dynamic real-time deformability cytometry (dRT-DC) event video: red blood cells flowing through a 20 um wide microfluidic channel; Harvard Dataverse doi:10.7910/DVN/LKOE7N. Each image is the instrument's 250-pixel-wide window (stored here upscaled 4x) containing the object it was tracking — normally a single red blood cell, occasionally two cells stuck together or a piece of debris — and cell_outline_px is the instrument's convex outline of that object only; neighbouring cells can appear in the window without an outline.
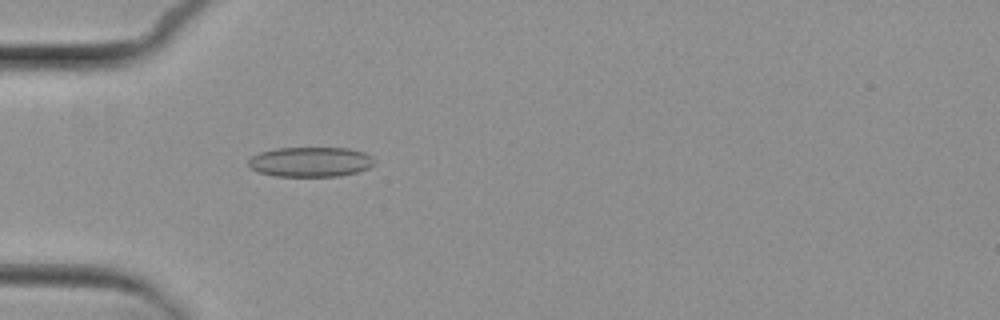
{"species": "common noctule bat (a hibernating species)", "species_latin": "Nyctalus noctula", "temperature_condition": "cold", "stored_images_in_passage": 2, "camera_frame_rate_fps": 3000, "um_per_image_px": 0.085, "animal": {"sex": "female", "body_mass_g": 29.2, "forearm_length_mm": 56.3}, "frame": {"image": 1, "passage_image": 2, "time_ms": 1.333, "image_size_px": [1000, 320], "cell_outline_px": [[376, 160], [368, 168], [356, 172], [336, 176], [276, 176], [260, 172], [252, 168], [248, 164], [248, 160], [252, 156], [260, 152], [276, 148], [348, 148], [364, 152], [372, 156]], "centroid_in_image_um": [26.4, 13.75], "position_along_channel_um": 58.6, "area_um2": 21.79}}